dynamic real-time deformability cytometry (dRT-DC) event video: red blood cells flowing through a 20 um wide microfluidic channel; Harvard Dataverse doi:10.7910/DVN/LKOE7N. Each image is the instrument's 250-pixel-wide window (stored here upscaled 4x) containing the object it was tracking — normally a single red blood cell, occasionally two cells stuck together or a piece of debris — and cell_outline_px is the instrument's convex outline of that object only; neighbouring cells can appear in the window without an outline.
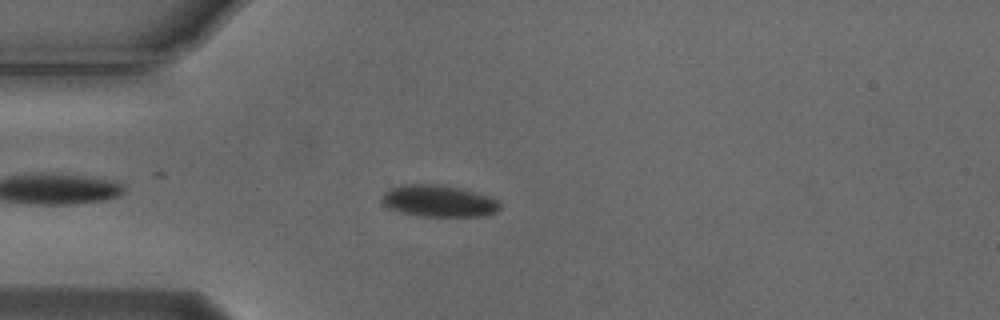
{"species": "Egyptian fruit bat (a non-hibernating species)", "species_latin": "Rousettus aegyptiacus", "temperature_condition": "cold", "stored_images_in_passage": 22, "camera_frame_rate_fps": 3000, "um_per_image_px": 0.085, "animal": {"sex": "male"}, "frame": {"image": 1, "passage_image": 7, "time_ms": 2.0, "image_size_px": [1000, 320], "cell_outline_px": [[500, 208], [496, 212], [484, 216], [420, 216], [400, 212], [384, 204], [380, 200], [380, 196], [388, 188], [400, 184], [440, 184], [460, 188], [488, 196], [500, 200]], "centroid_in_image_um": [37.27, 17.07], "position_along_channel_um": 47.7, "area_um2": 22.02}}
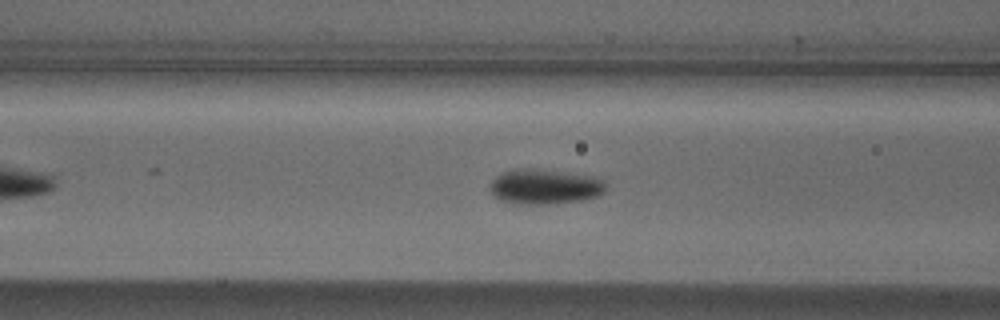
{"frame": {"image": 2, "passage_image": 14, "time_ms": 4.333, "image_size_px": [1000, 320], "cell_outline_px": [[604, 192], [596, 196], [584, 200], [552, 204], [512, 204], [500, 200], [492, 192], [492, 180], [496, 176], [504, 172], [524, 168], [588, 176], [604, 180]], "centroid_in_image_um": [46.29, 15.9], "position_along_channel_um": 120.3, "area_um2": 23.0}}
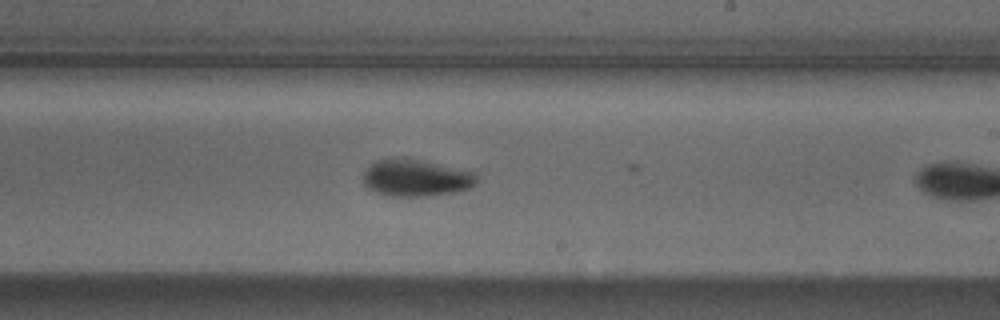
{"frame": {"image": 3, "passage_image": 21, "time_ms": 6.667, "image_size_px": [1000, 320], "cell_outline_px": [[476, 184], [472, 188], [456, 192], [432, 196], [392, 196], [376, 192], [368, 188], [364, 184], [364, 172], [368, 164], [376, 160], [392, 156], [396, 156], [472, 172], [476, 176]], "centroid_in_image_um": [35.3, 15.13], "position_along_channel_um": 253.7, "area_um2": 24.33}}